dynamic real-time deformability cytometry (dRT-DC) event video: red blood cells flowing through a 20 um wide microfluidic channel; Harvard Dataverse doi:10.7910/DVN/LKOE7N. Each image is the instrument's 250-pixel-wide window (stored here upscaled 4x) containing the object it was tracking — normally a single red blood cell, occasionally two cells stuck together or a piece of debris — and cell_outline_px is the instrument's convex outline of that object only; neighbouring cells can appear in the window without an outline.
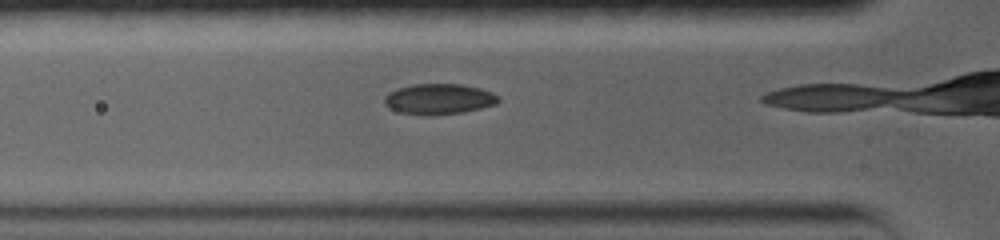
{"species": "common noctule bat (a hibernating species)", "species_latin": "Nyctalus noctula", "temperature_condition": "warm", "stored_images_in_passage": 4, "camera_frame_rate_fps": 5000, "um_per_image_px": 0.085, "animal": {"sex": "female", "body_mass_g": 19.0, "forearm_length_mm": 56.7}, "frame": {"image": 1, "passage_image": 3, "time_ms": 1.2, "image_size_px": [1000, 240], "cell_outline_px": [[500, 100], [496, 104], [464, 112], [432, 116], [400, 112], [384, 104], [384, 96], [388, 92], [396, 88], [412, 84], [460, 84], [480, 88], [492, 92], [500, 96]], "centroid_in_image_um": [37.31, 8.41], "position_along_channel_um": 88.5, "area_um2": 20.46}}